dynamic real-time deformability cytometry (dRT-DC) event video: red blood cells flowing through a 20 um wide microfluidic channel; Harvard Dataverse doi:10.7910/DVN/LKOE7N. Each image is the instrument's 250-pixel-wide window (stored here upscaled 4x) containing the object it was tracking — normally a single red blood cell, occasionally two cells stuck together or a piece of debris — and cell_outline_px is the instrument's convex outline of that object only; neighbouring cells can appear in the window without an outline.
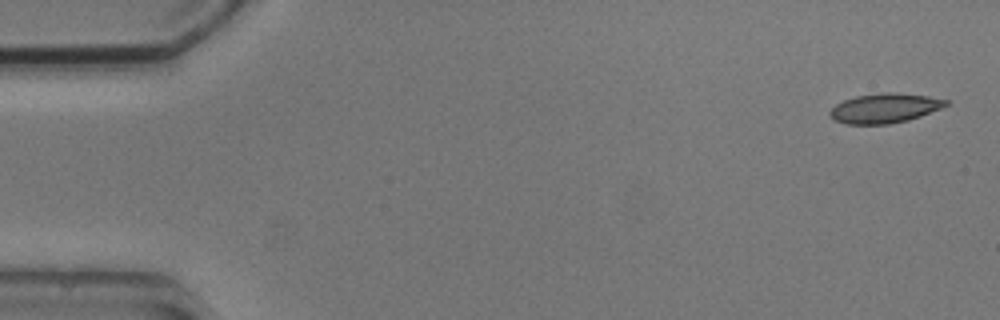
{"species": "common noctule bat (a hibernating species)", "species_latin": "Nyctalus noctula", "temperature_condition": "cold", "stored_images_in_passage": 4, "camera_frame_rate_fps": 3000, "um_per_image_px": 0.085, "animal": {"sex": "male", "body_mass_g": 20.5, "forearm_length_mm": 52.5}, "frame": {"image": 1, "passage_image": 1, "time_ms": 0.0, "image_size_px": [1000, 320], "cell_outline_px": [[948, 104], [940, 108], [920, 116], [908, 120], [888, 124], [844, 124], [836, 120], [828, 112], [836, 104], [844, 100], [856, 96], [884, 92], [892, 92], [928, 96], [948, 100]], "centroid_in_image_um": [75.19, 9.19], "position_along_channel_um": 9.8, "area_um2": 19.77}}
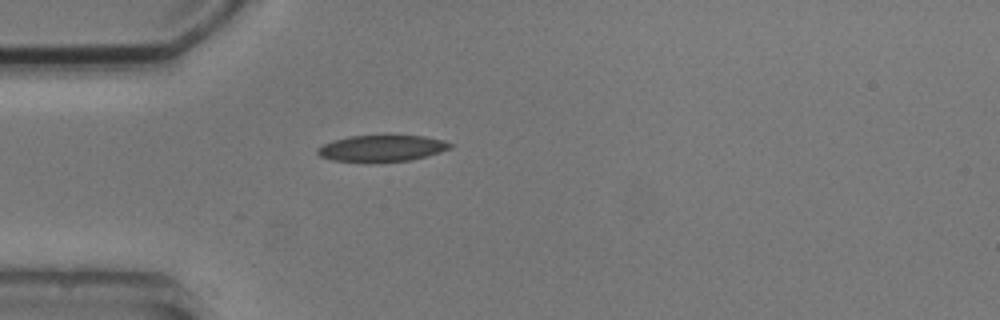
{"frame": {"image": 2, "passage_image": 4, "time_ms": 4.333, "image_size_px": [1000, 320], "cell_outline_px": [[452, 148], [440, 152], [408, 160], [332, 160], [320, 156], [316, 152], [316, 148], [324, 144], [348, 136], [384, 132], [388, 132], [424, 136], [444, 140], [452, 144]], "centroid_in_image_um": [32.49, 12.51], "position_along_channel_um": 52.5, "area_um2": 20.69}}